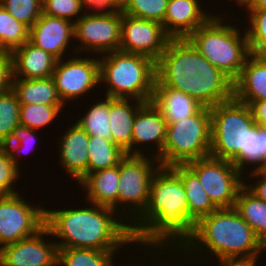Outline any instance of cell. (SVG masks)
Listing matches in <instances>:
<instances>
[{
    "instance_id": "6da1fadb",
    "label": "cell",
    "mask_w": 266,
    "mask_h": 266,
    "mask_svg": "<svg viewBox=\"0 0 266 266\" xmlns=\"http://www.w3.org/2000/svg\"><path fill=\"white\" fill-rule=\"evenodd\" d=\"M166 249L171 258L173 253H176L177 263L185 265L189 261L188 263L192 264L191 262L195 260L194 266L196 263L202 266L203 262H207L209 257L206 255L211 257L210 260L212 258L218 260H213L219 262L218 264L257 263L263 250L266 251L253 229L234 207L220 208L200 218L194 225L192 236L184 245H166ZM180 253L181 255L177 256ZM182 256L183 260L186 258L183 263L180 260ZM196 258L201 263L196 262ZM201 258L206 259L203 261Z\"/></svg>"
},
{
    "instance_id": "7a4b0ae2",
    "label": "cell",
    "mask_w": 266,
    "mask_h": 266,
    "mask_svg": "<svg viewBox=\"0 0 266 266\" xmlns=\"http://www.w3.org/2000/svg\"><path fill=\"white\" fill-rule=\"evenodd\" d=\"M130 231L134 242L147 246L184 245L192 236L185 189L171 167L160 166L153 175L148 205Z\"/></svg>"
},
{
    "instance_id": "3957f363",
    "label": "cell",
    "mask_w": 266,
    "mask_h": 266,
    "mask_svg": "<svg viewBox=\"0 0 266 266\" xmlns=\"http://www.w3.org/2000/svg\"><path fill=\"white\" fill-rule=\"evenodd\" d=\"M155 83L184 92L204 107L233 98V81L187 39H171L155 62Z\"/></svg>"
},
{
    "instance_id": "277c9868",
    "label": "cell",
    "mask_w": 266,
    "mask_h": 266,
    "mask_svg": "<svg viewBox=\"0 0 266 266\" xmlns=\"http://www.w3.org/2000/svg\"><path fill=\"white\" fill-rule=\"evenodd\" d=\"M87 203L83 208L45 209V227L59 239L55 240L58 249L118 251L135 245L130 225L120 215L112 208Z\"/></svg>"
},
{
    "instance_id": "5b68a950",
    "label": "cell",
    "mask_w": 266,
    "mask_h": 266,
    "mask_svg": "<svg viewBox=\"0 0 266 266\" xmlns=\"http://www.w3.org/2000/svg\"><path fill=\"white\" fill-rule=\"evenodd\" d=\"M221 16L222 14L215 12V15L198 27L187 40L234 82L250 55L248 39L246 31L240 33L241 30L236 25L228 24L230 22H227L226 17Z\"/></svg>"
},
{
    "instance_id": "8992f818",
    "label": "cell",
    "mask_w": 266,
    "mask_h": 266,
    "mask_svg": "<svg viewBox=\"0 0 266 266\" xmlns=\"http://www.w3.org/2000/svg\"><path fill=\"white\" fill-rule=\"evenodd\" d=\"M101 57L99 78L100 85H106L105 96L131 98L145 103L152 100L156 79L155 61L141 54L120 50Z\"/></svg>"
},
{
    "instance_id": "52a82bcc",
    "label": "cell",
    "mask_w": 266,
    "mask_h": 266,
    "mask_svg": "<svg viewBox=\"0 0 266 266\" xmlns=\"http://www.w3.org/2000/svg\"><path fill=\"white\" fill-rule=\"evenodd\" d=\"M210 156L231 161L235 166L247 151L248 131L257 123L249 105L234 97L210 108Z\"/></svg>"
},
{
    "instance_id": "ba28073f",
    "label": "cell",
    "mask_w": 266,
    "mask_h": 266,
    "mask_svg": "<svg viewBox=\"0 0 266 266\" xmlns=\"http://www.w3.org/2000/svg\"><path fill=\"white\" fill-rule=\"evenodd\" d=\"M211 114L202 107L196 114L167 123L166 140L157 157L160 165L171 167L210 156Z\"/></svg>"
},
{
    "instance_id": "9c48e42d",
    "label": "cell",
    "mask_w": 266,
    "mask_h": 266,
    "mask_svg": "<svg viewBox=\"0 0 266 266\" xmlns=\"http://www.w3.org/2000/svg\"><path fill=\"white\" fill-rule=\"evenodd\" d=\"M145 151V155H126L119 163L117 214L129 225L146 209L152 177L161 166L158 158Z\"/></svg>"
},
{
    "instance_id": "30bf717a",
    "label": "cell",
    "mask_w": 266,
    "mask_h": 266,
    "mask_svg": "<svg viewBox=\"0 0 266 266\" xmlns=\"http://www.w3.org/2000/svg\"><path fill=\"white\" fill-rule=\"evenodd\" d=\"M186 165L198 176L203 189L218 209L235 206L246 177L231 161L209 156Z\"/></svg>"
},
{
    "instance_id": "8fae6325",
    "label": "cell",
    "mask_w": 266,
    "mask_h": 266,
    "mask_svg": "<svg viewBox=\"0 0 266 266\" xmlns=\"http://www.w3.org/2000/svg\"><path fill=\"white\" fill-rule=\"evenodd\" d=\"M19 193L0 195V248L37 234L45 227V209Z\"/></svg>"
},
{
    "instance_id": "7c38bea8",
    "label": "cell",
    "mask_w": 266,
    "mask_h": 266,
    "mask_svg": "<svg viewBox=\"0 0 266 266\" xmlns=\"http://www.w3.org/2000/svg\"><path fill=\"white\" fill-rule=\"evenodd\" d=\"M121 25L122 11L113 15L83 14L74 23V42L76 41V44L73 42L72 54L96 52L95 54L100 56V54L118 51Z\"/></svg>"
},
{
    "instance_id": "4fadbf2b",
    "label": "cell",
    "mask_w": 266,
    "mask_h": 266,
    "mask_svg": "<svg viewBox=\"0 0 266 266\" xmlns=\"http://www.w3.org/2000/svg\"><path fill=\"white\" fill-rule=\"evenodd\" d=\"M70 56L57 60L52 74L61 101L67 102L87 96L100 84L99 57ZM90 57V58H89Z\"/></svg>"
},
{
    "instance_id": "5bb4252c",
    "label": "cell",
    "mask_w": 266,
    "mask_h": 266,
    "mask_svg": "<svg viewBox=\"0 0 266 266\" xmlns=\"http://www.w3.org/2000/svg\"><path fill=\"white\" fill-rule=\"evenodd\" d=\"M170 40L162 24L122 13L120 51L141 54L156 62Z\"/></svg>"
},
{
    "instance_id": "9a60e30c",
    "label": "cell",
    "mask_w": 266,
    "mask_h": 266,
    "mask_svg": "<svg viewBox=\"0 0 266 266\" xmlns=\"http://www.w3.org/2000/svg\"><path fill=\"white\" fill-rule=\"evenodd\" d=\"M46 235L51 232L44 227L32 237L1 247L0 266H57V244L45 240Z\"/></svg>"
},
{
    "instance_id": "2e32d148",
    "label": "cell",
    "mask_w": 266,
    "mask_h": 266,
    "mask_svg": "<svg viewBox=\"0 0 266 266\" xmlns=\"http://www.w3.org/2000/svg\"><path fill=\"white\" fill-rule=\"evenodd\" d=\"M132 130V155H145L146 147L144 146H148L147 144L151 147L153 144L152 149L155 150V153H152L151 156L157 158L162 153L166 140L167 122L152 101L144 103L139 108L133 121ZM141 148L144 150L142 151Z\"/></svg>"
},
{
    "instance_id": "e0dca14e",
    "label": "cell",
    "mask_w": 266,
    "mask_h": 266,
    "mask_svg": "<svg viewBox=\"0 0 266 266\" xmlns=\"http://www.w3.org/2000/svg\"><path fill=\"white\" fill-rule=\"evenodd\" d=\"M74 40V23L58 17L41 14L30 28L29 41L49 52L57 60L63 59Z\"/></svg>"
},
{
    "instance_id": "ac0fdd59",
    "label": "cell",
    "mask_w": 266,
    "mask_h": 266,
    "mask_svg": "<svg viewBox=\"0 0 266 266\" xmlns=\"http://www.w3.org/2000/svg\"><path fill=\"white\" fill-rule=\"evenodd\" d=\"M199 0H168L162 26L171 39H187L214 14L204 11ZM211 13V14H209Z\"/></svg>"
},
{
    "instance_id": "d6986e66",
    "label": "cell",
    "mask_w": 266,
    "mask_h": 266,
    "mask_svg": "<svg viewBox=\"0 0 266 266\" xmlns=\"http://www.w3.org/2000/svg\"><path fill=\"white\" fill-rule=\"evenodd\" d=\"M58 139V163L69 177L79 183L88 174L89 135L76 122L65 129Z\"/></svg>"
},
{
    "instance_id": "ffe728a7",
    "label": "cell",
    "mask_w": 266,
    "mask_h": 266,
    "mask_svg": "<svg viewBox=\"0 0 266 266\" xmlns=\"http://www.w3.org/2000/svg\"><path fill=\"white\" fill-rule=\"evenodd\" d=\"M13 78L37 79L52 77L57 59L30 41L11 52Z\"/></svg>"
},
{
    "instance_id": "44dd1931",
    "label": "cell",
    "mask_w": 266,
    "mask_h": 266,
    "mask_svg": "<svg viewBox=\"0 0 266 266\" xmlns=\"http://www.w3.org/2000/svg\"><path fill=\"white\" fill-rule=\"evenodd\" d=\"M233 97L246 105L266 101V58L250 54L233 82Z\"/></svg>"
},
{
    "instance_id": "7402d4cb",
    "label": "cell",
    "mask_w": 266,
    "mask_h": 266,
    "mask_svg": "<svg viewBox=\"0 0 266 266\" xmlns=\"http://www.w3.org/2000/svg\"><path fill=\"white\" fill-rule=\"evenodd\" d=\"M144 103L131 98L109 97V124L112 141L127 155H132L133 121L137 111Z\"/></svg>"
},
{
    "instance_id": "603a6c76",
    "label": "cell",
    "mask_w": 266,
    "mask_h": 266,
    "mask_svg": "<svg viewBox=\"0 0 266 266\" xmlns=\"http://www.w3.org/2000/svg\"><path fill=\"white\" fill-rule=\"evenodd\" d=\"M119 165L87 174L79 186L86 193V202L112 208L117 213Z\"/></svg>"
},
{
    "instance_id": "cb8c5ba5",
    "label": "cell",
    "mask_w": 266,
    "mask_h": 266,
    "mask_svg": "<svg viewBox=\"0 0 266 266\" xmlns=\"http://www.w3.org/2000/svg\"><path fill=\"white\" fill-rule=\"evenodd\" d=\"M151 101L160 110L167 123L178 122L192 116L203 107L184 92L164 85H154Z\"/></svg>"
},
{
    "instance_id": "d4e9b609",
    "label": "cell",
    "mask_w": 266,
    "mask_h": 266,
    "mask_svg": "<svg viewBox=\"0 0 266 266\" xmlns=\"http://www.w3.org/2000/svg\"><path fill=\"white\" fill-rule=\"evenodd\" d=\"M171 168L182 180L188 202V219L194 225L200 218L218 209L203 189L198 176L186 164H177Z\"/></svg>"
},
{
    "instance_id": "484cf974",
    "label": "cell",
    "mask_w": 266,
    "mask_h": 266,
    "mask_svg": "<svg viewBox=\"0 0 266 266\" xmlns=\"http://www.w3.org/2000/svg\"><path fill=\"white\" fill-rule=\"evenodd\" d=\"M12 90L20 104L65 105L57 92L52 77L12 79Z\"/></svg>"
},
{
    "instance_id": "4316f807",
    "label": "cell",
    "mask_w": 266,
    "mask_h": 266,
    "mask_svg": "<svg viewBox=\"0 0 266 266\" xmlns=\"http://www.w3.org/2000/svg\"><path fill=\"white\" fill-rule=\"evenodd\" d=\"M234 208L266 248V202L257 198L243 186L238 193Z\"/></svg>"
},
{
    "instance_id": "83f0119b",
    "label": "cell",
    "mask_w": 266,
    "mask_h": 266,
    "mask_svg": "<svg viewBox=\"0 0 266 266\" xmlns=\"http://www.w3.org/2000/svg\"><path fill=\"white\" fill-rule=\"evenodd\" d=\"M87 150L89 155L88 174L118 166L120 161L127 155L112 140L101 136H89Z\"/></svg>"
},
{
    "instance_id": "f1b7e54d",
    "label": "cell",
    "mask_w": 266,
    "mask_h": 266,
    "mask_svg": "<svg viewBox=\"0 0 266 266\" xmlns=\"http://www.w3.org/2000/svg\"><path fill=\"white\" fill-rule=\"evenodd\" d=\"M119 251L85 248H59L57 266H118L113 263Z\"/></svg>"
},
{
    "instance_id": "f546056e",
    "label": "cell",
    "mask_w": 266,
    "mask_h": 266,
    "mask_svg": "<svg viewBox=\"0 0 266 266\" xmlns=\"http://www.w3.org/2000/svg\"><path fill=\"white\" fill-rule=\"evenodd\" d=\"M247 166H251V171L266 169V128L258 124L248 131L247 151H243V159L236 165L244 175H248L244 172L249 171Z\"/></svg>"
},
{
    "instance_id": "4dcf8cb0",
    "label": "cell",
    "mask_w": 266,
    "mask_h": 266,
    "mask_svg": "<svg viewBox=\"0 0 266 266\" xmlns=\"http://www.w3.org/2000/svg\"><path fill=\"white\" fill-rule=\"evenodd\" d=\"M104 99L92 104L76 122L89 136H101L112 140L109 124V97L105 96Z\"/></svg>"
},
{
    "instance_id": "1f68e13d",
    "label": "cell",
    "mask_w": 266,
    "mask_h": 266,
    "mask_svg": "<svg viewBox=\"0 0 266 266\" xmlns=\"http://www.w3.org/2000/svg\"><path fill=\"white\" fill-rule=\"evenodd\" d=\"M30 29L14 19L9 12L0 5V49L12 52L17 47L29 41Z\"/></svg>"
},
{
    "instance_id": "d6a6232c",
    "label": "cell",
    "mask_w": 266,
    "mask_h": 266,
    "mask_svg": "<svg viewBox=\"0 0 266 266\" xmlns=\"http://www.w3.org/2000/svg\"><path fill=\"white\" fill-rule=\"evenodd\" d=\"M65 105L20 104V125L40 130L50 125L62 113Z\"/></svg>"
},
{
    "instance_id": "836d02e7",
    "label": "cell",
    "mask_w": 266,
    "mask_h": 266,
    "mask_svg": "<svg viewBox=\"0 0 266 266\" xmlns=\"http://www.w3.org/2000/svg\"><path fill=\"white\" fill-rule=\"evenodd\" d=\"M248 27L245 30L250 54L266 58V10H246Z\"/></svg>"
},
{
    "instance_id": "e575fe53",
    "label": "cell",
    "mask_w": 266,
    "mask_h": 266,
    "mask_svg": "<svg viewBox=\"0 0 266 266\" xmlns=\"http://www.w3.org/2000/svg\"><path fill=\"white\" fill-rule=\"evenodd\" d=\"M20 103L10 89L0 95V146L10 139L13 129L20 125Z\"/></svg>"
},
{
    "instance_id": "d590c367",
    "label": "cell",
    "mask_w": 266,
    "mask_h": 266,
    "mask_svg": "<svg viewBox=\"0 0 266 266\" xmlns=\"http://www.w3.org/2000/svg\"><path fill=\"white\" fill-rule=\"evenodd\" d=\"M167 4L168 0H125L121 11L129 16L162 24Z\"/></svg>"
},
{
    "instance_id": "8d00e7d4",
    "label": "cell",
    "mask_w": 266,
    "mask_h": 266,
    "mask_svg": "<svg viewBox=\"0 0 266 266\" xmlns=\"http://www.w3.org/2000/svg\"><path fill=\"white\" fill-rule=\"evenodd\" d=\"M0 5L29 29L42 14V0H0Z\"/></svg>"
},
{
    "instance_id": "74e56055",
    "label": "cell",
    "mask_w": 266,
    "mask_h": 266,
    "mask_svg": "<svg viewBox=\"0 0 266 266\" xmlns=\"http://www.w3.org/2000/svg\"><path fill=\"white\" fill-rule=\"evenodd\" d=\"M37 130H33L31 128H27L23 125H18L13 129V132L10 136V139L6 141L2 146L7 151L9 158L15 162V164L20 168L21 165L19 161L21 160L19 157L21 156V151L27 153L30 151V147L34 148V142L36 144L37 141ZM36 140V141H34ZM33 143V144H32ZM29 147V148H28ZM18 150V151H17ZM32 150V149H31ZM26 151V152H25ZM28 151V152H29ZM19 155V157H18ZM25 155V154H24Z\"/></svg>"
},
{
    "instance_id": "f35d334b",
    "label": "cell",
    "mask_w": 266,
    "mask_h": 266,
    "mask_svg": "<svg viewBox=\"0 0 266 266\" xmlns=\"http://www.w3.org/2000/svg\"><path fill=\"white\" fill-rule=\"evenodd\" d=\"M82 11L81 0H42V13L51 17L75 23L84 14Z\"/></svg>"
},
{
    "instance_id": "ab89813d",
    "label": "cell",
    "mask_w": 266,
    "mask_h": 266,
    "mask_svg": "<svg viewBox=\"0 0 266 266\" xmlns=\"http://www.w3.org/2000/svg\"><path fill=\"white\" fill-rule=\"evenodd\" d=\"M20 168L13 162L7 151L0 146V195H12L17 192L13 187L21 176ZM20 175V176H19Z\"/></svg>"
},
{
    "instance_id": "60d3db41",
    "label": "cell",
    "mask_w": 266,
    "mask_h": 266,
    "mask_svg": "<svg viewBox=\"0 0 266 266\" xmlns=\"http://www.w3.org/2000/svg\"><path fill=\"white\" fill-rule=\"evenodd\" d=\"M81 7L84 14L91 15H113L121 11L114 0H81Z\"/></svg>"
},
{
    "instance_id": "b9f144b4",
    "label": "cell",
    "mask_w": 266,
    "mask_h": 266,
    "mask_svg": "<svg viewBox=\"0 0 266 266\" xmlns=\"http://www.w3.org/2000/svg\"><path fill=\"white\" fill-rule=\"evenodd\" d=\"M13 69L10 52L0 53V95L12 89Z\"/></svg>"
},
{
    "instance_id": "7bdbcfd3",
    "label": "cell",
    "mask_w": 266,
    "mask_h": 266,
    "mask_svg": "<svg viewBox=\"0 0 266 266\" xmlns=\"http://www.w3.org/2000/svg\"><path fill=\"white\" fill-rule=\"evenodd\" d=\"M249 175V179H251V177L255 179L256 177V181L251 179L252 183L250 184L248 183L249 179H244V186L257 198L266 202V169H257L249 171ZM246 180H248V182H246Z\"/></svg>"
},
{
    "instance_id": "ee69618b",
    "label": "cell",
    "mask_w": 266,
    "mask_h": 266,
    "mask_svg": "<svg viewBox=\"0 0 266 266\" xmlns=\"http://www.w3.org/2000/svg\"><path fill=\"white\" fill-rule=\"evenodd\" d=\"M135 245H137V248L140 246V248H138L139 251H140V249H141L142 247H144V248H145L144 250H146V251H144V252H149V251H151L150 255L152 254V257H153L154 254L156 255V256L154 255V257H153L152 259H153V260L155 259V260H156L155 262H156L158 265H157V264L155 265V264L152 263V265H148V266H160V265H161V266H162V265H163V266H166V265H164V264H160V263H159L160 261L158 260V259H160V258L162 257V256H161L162 254H164V255L166 254L165 251H164V250L166 249V245H148V247H147V245H140V244H138V243H136V242H135ZM141 246H142V247H141ZM151 247H152V248H151ZM146 248H147V249H146ZM148 248H149V249H148ZM159 248H160V249H159ZM162 248H163V249H162ZM153 250H154V251H153ZM162 250H163V252L161 253ZM155 251H156V252H155ZM157 252H158V253H157ZM157 256H158V257H157ZM159 256H160V258H159ZM155 257H157L158 259L155 258ZM157 260H158V261H157ZM140 265H141V266H146V264H142V263H141V264L139 263V265H138V264H137V265H135V264H134V265H133V264L130 265V263H128V265H123V264H122V266H140ZM167 266H175V265H172V264L170 265V264H169V265H167Z\"/></svg>"
},
{
    "instance_id": "f6af8a7d",
    "label": "cell",
    "mask_w": 266,
    "mask_h": 266,
    "mask_svg": "<svg viewBox=\"0 0 266 266\" xmlns=\"http://www.w3.org/2000/svg\"><path fill=\"white\" fill-rule=\"evenodd\" d=\"M255 122L266 128V101L253 102L250 105Z\"/></svg>"
},
{
    "instance_id": "bcb514c9",
    "label": "cell",
    "mask_w": 266,
    "mask_h": 266,
    "mask_svg": "<svg viewBox=\"0 0 266 266\" xmlns=\"http://www.w3.org/2000/svg\"><path fill=\"white\" fill-rule=\"evenodd\" d=\"M243 11L246 10H266V0H251L250 3L245 6Z\"/></svg>"
},
{
    "instance_id": "7dc6e473",
    "label": "cell",
    "mask_w": 266,
    "mask_h": 266,
    "mask_svg": "<svg viewBox=\"0 0 266 266\" xmlns=\"http://www.w3.org/2000/svg\"><path fill=\"white\" fill-rule=\"evenodd\" d=\"M258 263H235V264H219V266H257Z\"/></svg>"
},
{
    "instance_id": "c3c4849f",
    "label": "cell",
    "mask_w": 266,
    "mask_h": 266,
    "mask_svg": "<svg viewBox=\"0 0 266 266\" xmlns=\"http://www.w3.org/2000/svg\"><path fill=\"white\" fill-rule=\"evenodd\" d=\"M232 1V0H231ZM251 0H233V2H236V4L238 6H240V8L243 6H247L250 3Z\"/></svg>"
},
{
    "instance_id": "681fc988",
    "label": "cell",
    "mask_w": 266,
    "mask_h": 266,
    "mask_svg": "<svg viewBox=\"0 0 266 266\" xmlns=\"http://www.w3.org/2000/svg\"><path fill=\"white\" fill-rule=\"evenodd\" d=\"M120 7L123 6L125 0H114Z\"/></svg>"
}]
</instances>
